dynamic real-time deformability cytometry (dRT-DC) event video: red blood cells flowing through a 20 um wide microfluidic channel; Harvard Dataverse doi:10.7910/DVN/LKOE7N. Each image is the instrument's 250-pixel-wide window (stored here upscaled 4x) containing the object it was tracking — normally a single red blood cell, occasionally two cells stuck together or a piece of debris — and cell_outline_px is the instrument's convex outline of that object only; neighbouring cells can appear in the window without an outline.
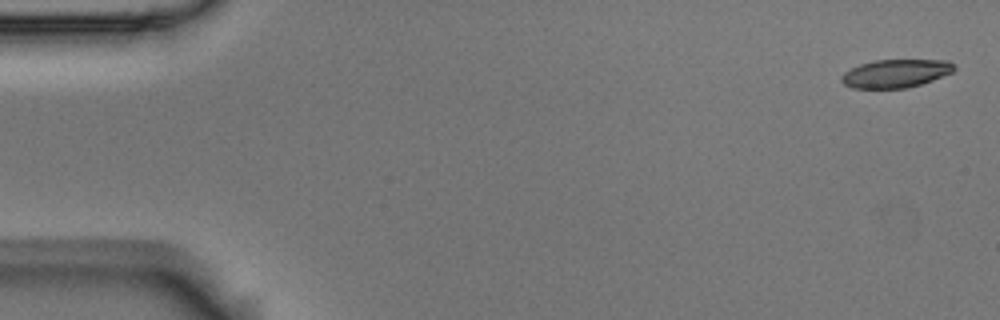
{"species": "Egyptian fruit bat (a non-hibernating species)", "species_latin": "Rousettus aegyptiacus", "temperature_condition": "room temperature", "stored_images_in_passage": 5, "camera_frame_rate_fps": 3000, "um_per_image_px": 0.085, "animal": {"sex": "male"}, "frame": {"image": 1, "passage_image": 1, "time_ms": 0.0, "image_size_px": [1000, 320], "cell_outline_px": [[956, 68], [952, 72], [932, 80], [920, 84], [904, 88], [852, 88], [844, 84], [840, 80], [840, 76], [844, 72], [860, 64], [872, 60], [948, 60], [956, 64]], "centroid_in_image_um": [76.13, 6.23], "position_along_channel_um": 8.9, "area_um2": 18.55}}
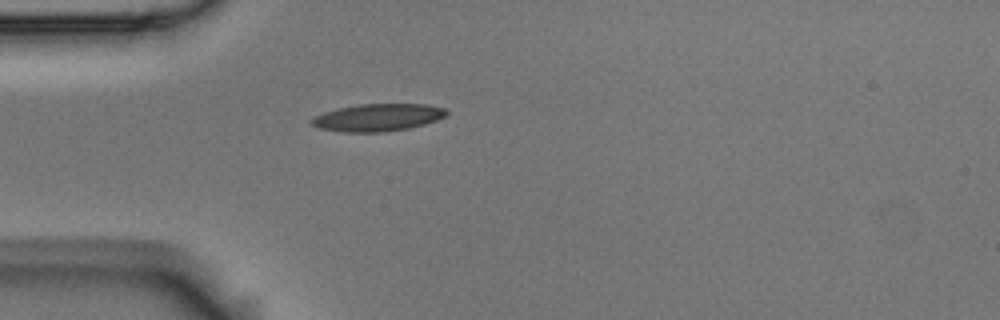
{"frame": {"image": 2, "passage_image": 5, "time_ms": 1.333, "image_size_px": [1000, 320], "cell_outline_px": [[448, 112], [444, 116], [436, 120], [424, 124], [408, 128], [384, 132], [340, 132], [316, 128], [308, 120], [324, 112], [336, 108], [360, 104], [424, 104], [444, 108]], "centroid_in_image_um": [32.05, 9.99], "position_along_channel_um": 53.0, "area_um2": 21.56}}